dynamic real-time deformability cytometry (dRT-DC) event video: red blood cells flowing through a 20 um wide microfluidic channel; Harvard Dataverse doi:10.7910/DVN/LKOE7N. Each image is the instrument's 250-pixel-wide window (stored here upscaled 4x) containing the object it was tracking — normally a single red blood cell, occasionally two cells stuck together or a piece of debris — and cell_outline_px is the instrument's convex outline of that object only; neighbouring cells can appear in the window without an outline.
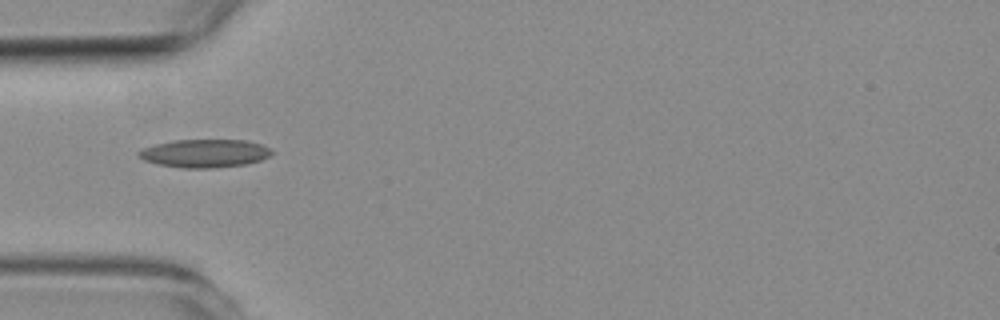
{"species": "common noctule bat (a hibernating species)", "species_latin": "Nyctalus noctula", "temperature_condition": "room temperature", "stored_images_in_passage": 1, "camera_frame_rate_fps": 3000, "um_per_image_px": 0.085, "animal": {"sex": "female", "body_mass_g": 19.3, "forearm_length_mm": 54.1}, "frame": {"image": 1, "passage_image": 1, "time_ms": 0.0, "image_size_px": [1000, 320], "cell_outline_px": [[272, 152], [268, 156], [260, 160], [244, 164], [212, 168], [184, 168], [160, 164], [144, 160], [136, 152], [144, 148], [156, 144], [176, 140], [244, 140], [260, 144], [268, 148]], "centroid_in_image_um": [17.38, 13.03], "position_along_channel_um": 67.6, "area_um2": 21.39}}